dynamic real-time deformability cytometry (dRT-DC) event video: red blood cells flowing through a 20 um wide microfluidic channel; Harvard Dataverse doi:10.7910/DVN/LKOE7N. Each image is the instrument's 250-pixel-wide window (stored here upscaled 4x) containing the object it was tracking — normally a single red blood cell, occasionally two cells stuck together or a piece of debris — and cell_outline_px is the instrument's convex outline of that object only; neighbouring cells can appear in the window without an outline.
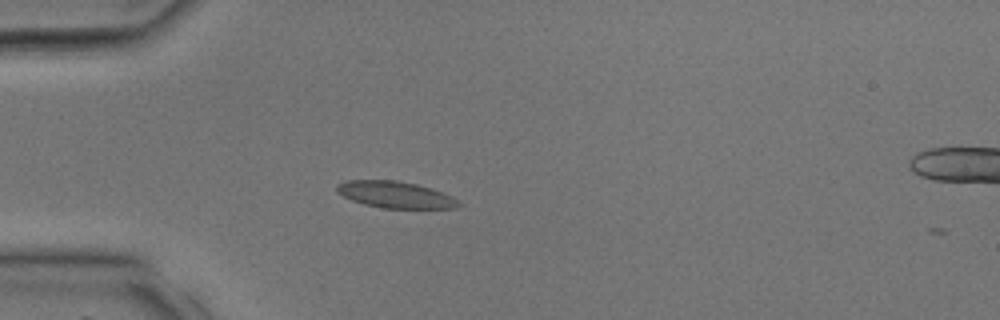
{"species": "common noctule bat (a hibernating species)", "species_latin": "Nyctalus noctula", "temperature_condition": "room temperature", "stored_images_in_passage": 4, "camera_frame_rate_fps": 3000, "um_per_image_px": 0.085, "animal": {"sex": "male", "body_mass_g": 17.9, "forearm_length_mm": 54.2}, "frame": {"image": 1, "passage_image": 3, "time_ms": 0.667, "image_size_px": [1000, 320], "cell_outline_px": [[464, 204], [456, 208], [384, 208], [364, 204], [352, 200], [336, 192], [336, 184], [344, 180], [396, 180], [416, 184], [432, 188], [452, 196]], "centroid_in_image_um": [33.61, 16.54], "position_along_channel_um": 51.4, "area_um2": 19.02}}